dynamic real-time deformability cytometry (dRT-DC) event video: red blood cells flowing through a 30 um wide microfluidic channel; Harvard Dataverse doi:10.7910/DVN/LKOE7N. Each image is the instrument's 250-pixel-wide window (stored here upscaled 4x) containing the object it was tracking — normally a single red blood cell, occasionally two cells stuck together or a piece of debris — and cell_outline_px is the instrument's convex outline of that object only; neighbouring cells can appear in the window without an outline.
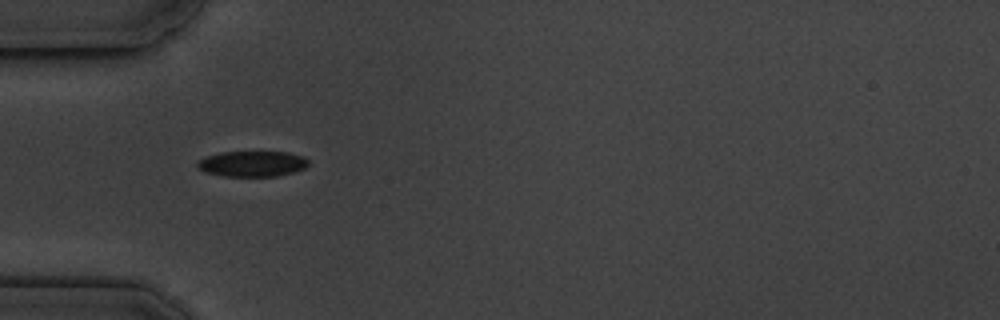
{"species": "common noctule bat (a hibernating species)", "species_latin": "Nyctalus noctula", "temperature_condition": "cold", "stored_images_in_passage": 7, "camera_frame_rate_fps": 3000, "um_per_image_px": 0.085, "animal": {"sex": "male", "body_mass_g": 19.5, "forearm_length_mm": 54.6}, "frame": {"image": 1, "passage_image": 6, "time_ms": 6.0, "image_size_px": [1000, 320], "cell_outline_px": [[308, 164], [304, 168], [292, 172], [276, 176], [224, 176], [204, 172], [196, 164], [200, 160], [208, 156], [220, 152], [288, 152], [304, 156], [308, 160]], "centroid_in_image_um": [21.46, 13.92], "position_along_channel_um": 63.5, "area_um2": 16.42}}